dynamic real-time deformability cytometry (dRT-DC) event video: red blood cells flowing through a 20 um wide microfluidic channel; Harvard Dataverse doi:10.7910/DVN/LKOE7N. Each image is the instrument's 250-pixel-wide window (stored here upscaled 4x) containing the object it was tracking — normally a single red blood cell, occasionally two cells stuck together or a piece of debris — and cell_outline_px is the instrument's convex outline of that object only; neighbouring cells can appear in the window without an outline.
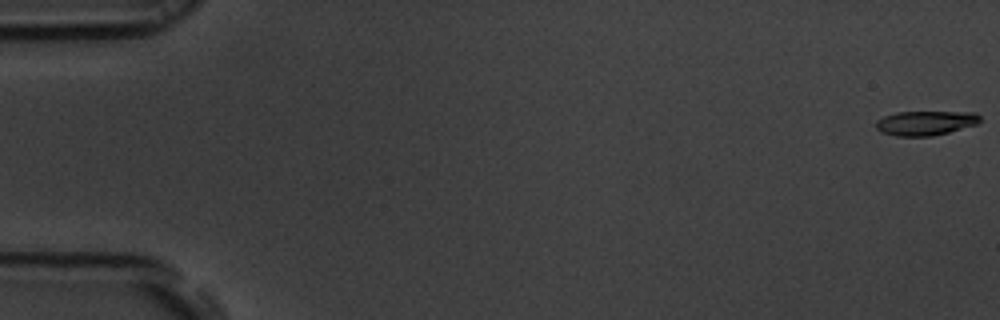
{"species": "common noctule bat (a hibernating species)", "species_latin": "Nyctalus noctula", "temperature_condition": "room temperature", "stored_images_in_passage": 54, "camera_frame_rate_fps": 3000, "um_per_image_px": 0.085, "animal": {"sex": "male", "body_mass_g": 19.5, "forearm_length_mm": 54.6}, "frame": {"image": 1, "passage_image": 1, "time_ms": 0.0, "image_size_px": [1000, 320], "cell_outline_px": [[980, 120], [976, 124], [948, 132], [932, 136], [896, 136], [880, 132], [876, 128], [876, 120], [884, 116], [896, 112], [976, 112], [980, 116]], "centroid_in_image_um": [78.63, 10.45], "position_along_channel_um": 6.4, "area_um2": 14.8}}
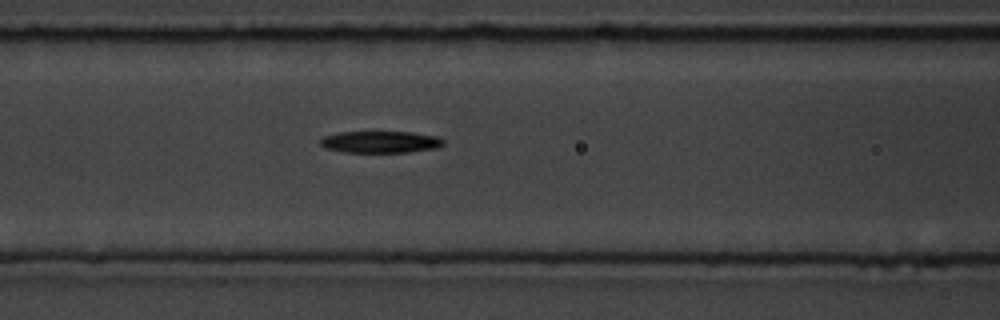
{"frame": {"image": 2, "passage_image": 23, "time_ms": 7.333, "image_size_px": [1000, 320], "cell_outline_px": [[444, 144], [436, 148], [408, 152], [344, 152], [324, 148], [320, 144], [320, 140], [324, 136], [340, 132], [412, 132], [440, 136], [444, 140]], "centroid_in_image_um": [32.36, 12.06], "position_along_channel_um": 134.2, "area_um2": 15.72}}
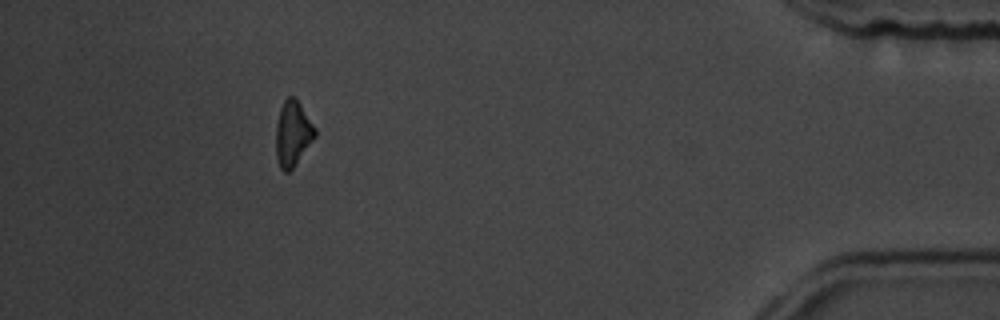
{"frame": {"image": 3, "passage_image": 49, "time_ms": 16.0, "image_size_px": [1000, 320], "cell_outline_px": [[316, 136], [292, 168], [288, 172], [284, 172], [280, 168], [276, 156], [276, 124], [280, 108], [284, 100], [288, 96], [296, 96], [316, 128]], "centroid_in_image_um": [24.88, 11.31], "position_along_channel_um": 410.3, "area_um2": 14.91}}